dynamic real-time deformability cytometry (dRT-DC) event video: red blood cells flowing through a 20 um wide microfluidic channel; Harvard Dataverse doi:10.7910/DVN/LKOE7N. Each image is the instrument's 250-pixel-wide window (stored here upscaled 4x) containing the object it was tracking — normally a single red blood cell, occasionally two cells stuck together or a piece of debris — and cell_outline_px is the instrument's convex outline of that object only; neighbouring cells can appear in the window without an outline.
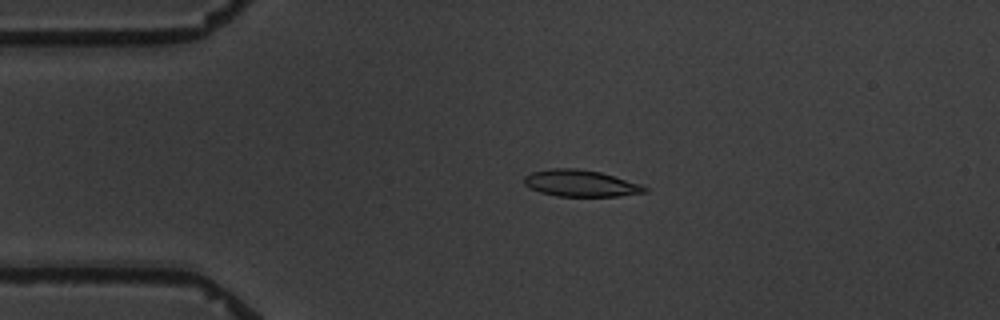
{"species": "common noctule bat (a hibernating species)", "species_latin": "Nyctalus noctula", "temperature_condition": "warm", "stored_images_in_passage": 4, "camera_frame_rate_fps": 3000, "um_per_image_px": 0.085, "animal": {"sex": "male", "body_mass_g": 19.5, "forearm_length_mm": 54.6}, "frame": {"image": 1, "passage_image": 3, "time_ms": 2.333, "image_size_px": [1000, 320], "cell_outline_px": [[648, 192], [620, 196], [556, 196], [540, 192], [528, 188], [524, 184], [524, 176], [532, 172], [552, 168], [576, 168], [600, 172], [640, 184], [648, 188]], "centroid_in_image_um": [49.33, 15.58], "position_along_channel_um": 35.7, "area_um2": 18.73}}